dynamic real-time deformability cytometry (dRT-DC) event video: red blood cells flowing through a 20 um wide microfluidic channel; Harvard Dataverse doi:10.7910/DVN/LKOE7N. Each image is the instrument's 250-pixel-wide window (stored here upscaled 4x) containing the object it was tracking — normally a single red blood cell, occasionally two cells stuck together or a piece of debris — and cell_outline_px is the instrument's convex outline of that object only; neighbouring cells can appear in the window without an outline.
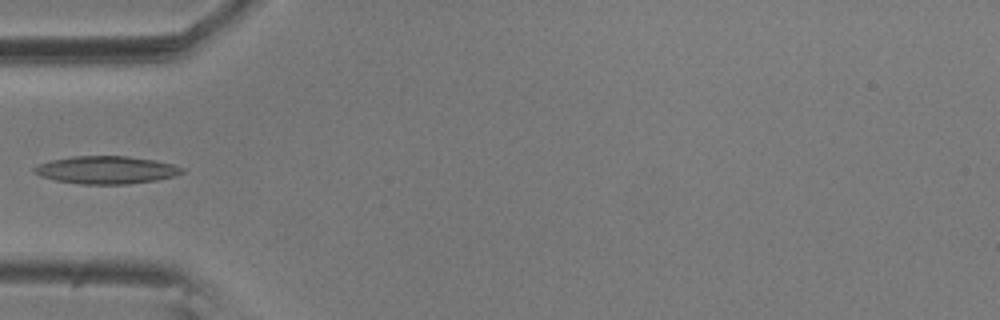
{"species": "common noctule bat (a hibernating species)", "species_latin": "Nyctalus noctula", "temperature_condition": "room temperature", "stored_images_in_passage": 5, "camera_frame_rate_fps": 3000, "um_per_image_px": 0.085, "animal": {"sex": "male", "body_mass_g": 20.5, "forearm_length_mm": 52.5}, "frame": {"image": 1, "passage_image": 5, "time_ms": 1.333, "image_size_px": [1000, 320], "cell_outline_px": [[184, 172], [176, 176], [156, 180], [128, 184], [80, 184], [56, 180], [40, 176], [32, 172], [32, 168], [40, 164], [52, 160], [72, 156], [128, 156], [156, 160], [172, 164], [184, 168]], "centroid_in_image_um": [9.05, 14.44], "position_along_channel_um": 76.0, "area_um2": 23.93}}